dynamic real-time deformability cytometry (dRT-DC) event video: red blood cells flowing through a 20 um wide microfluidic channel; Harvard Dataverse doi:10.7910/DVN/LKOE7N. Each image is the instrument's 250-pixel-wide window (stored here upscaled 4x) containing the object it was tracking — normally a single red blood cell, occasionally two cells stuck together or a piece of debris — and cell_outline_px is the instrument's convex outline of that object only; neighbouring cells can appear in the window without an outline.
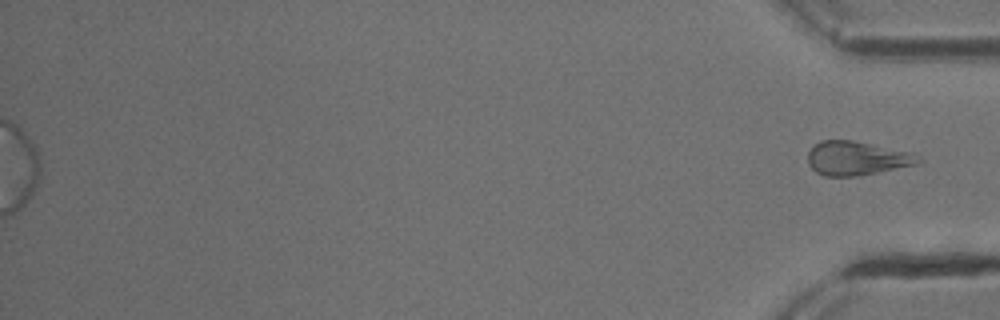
{"species": "common noctule bat (a hibernating species)", "species_latin": "Nyctalus noctula", "temperature_condition": "cold", "stored_images_in_passage": 45, "segment_of_instrument_passage": [2, 2], "camera_frame_rate_fps": 3000, "um_per_image_px": 0.085, "animal": {"sex": "male", "body_mass_g": 13.3}, "frame": {"image": 1, "passage_image": 45, "time_ms": 14.667, "image_size_px": [1000, 320], "cell_outline_px": [[920, 160], [916, 164], [856, 176], [824, 176], [816, 172], [808, 164], [808, 152], [820, 140], [852, 140], [904, 152], [920, 156]], "centroid_in_image_um": [72.73, 13.46], "position_along_channel_um": 362.5, "area_um2": 21.15}}